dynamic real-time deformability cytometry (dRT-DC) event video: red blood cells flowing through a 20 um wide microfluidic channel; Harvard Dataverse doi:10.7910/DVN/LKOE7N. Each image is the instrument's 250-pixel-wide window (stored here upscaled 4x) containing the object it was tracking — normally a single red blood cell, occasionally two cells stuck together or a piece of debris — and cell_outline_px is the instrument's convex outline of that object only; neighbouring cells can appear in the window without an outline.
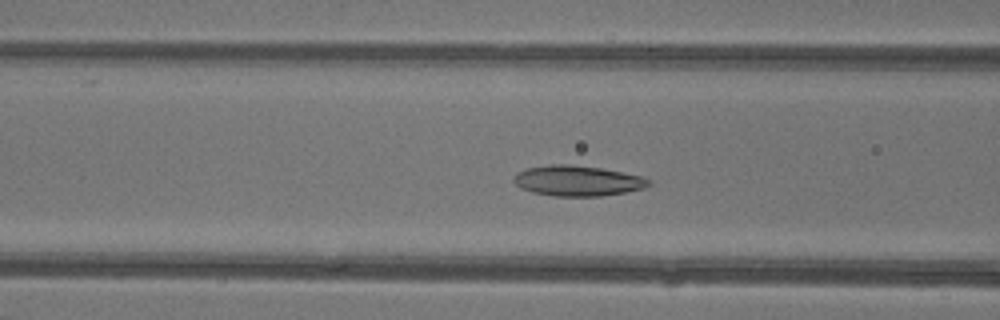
{"species": "common noctule bat (a hibernating species)", "species_latin": "Nyctalus noctula", "temperature_condition": "warm", "stored_images_in_passage": 44, "camera_frame_rate_fps": 3000, "um_per_image_px": 0.085, "animal": {"sex": "female"}, "frame": {"image": 1, "passage_image": 16, "time_ms": 5.0, "image_size_px": [1000, 320], "cell_outline_px": [[652, 184], [644, 188], [624, 192], [600, 196], [552, 196], [532, 192], [520, 188], [512, 180], [516, 172], [524, 168], [548, 164], [568, 164], [600, 168], [644, 176], [652, 180]], "centroid_in_image_um": [49.07, 15.36], "position_along_channel_um": 117.5, "area_um2": 24.22}}
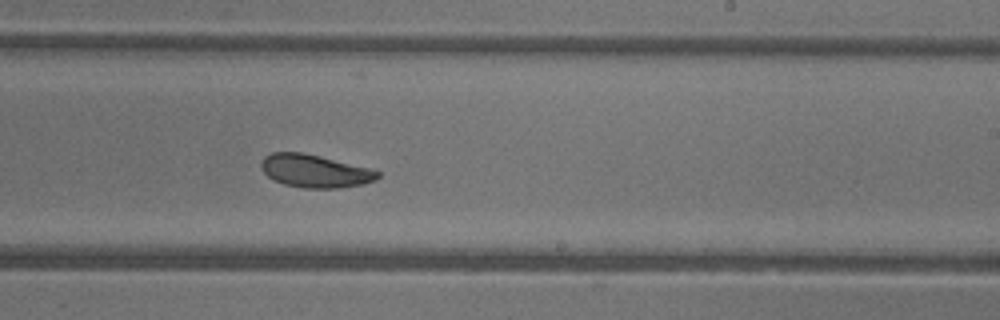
{"frame": {"image": 2, "passage_image": 26, "time_ms": 8.333, "image_size_px": [1000, 320], "cell_outline_px": [[380, 176], [376, 180], [364, 184], [340, 188], [304, 188], [284, 184], [272, 180], [260, 168], [260, 164], [264, 156], [272, 152], [304, 152], [372, 168], [380, 172]], "centroid_in_image_um": [26.78, 14.53], "position_along_channel_um": 262.2, "area_um2": 22.72}}
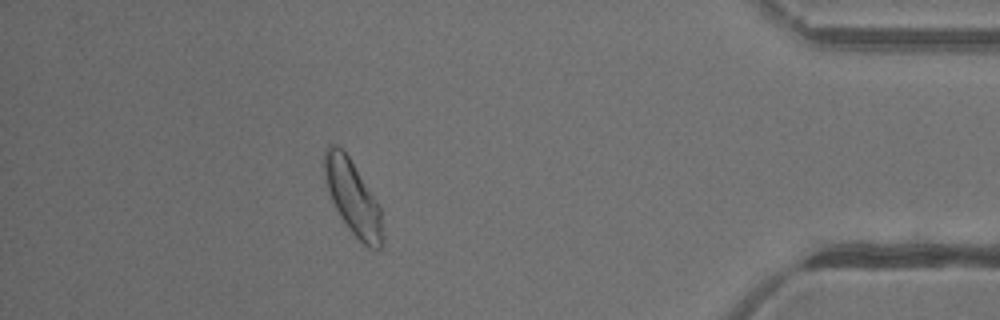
{"frame": {"image": 3, "passage_image": 39, "time_ms": 12.667, "image_size_px": [1000, 320], "cell_outline_px": [[384, 240], [380, 248], [368, 248], [360, 244], [348, 228], [340, 216], [328, 192], [324, 180], [324, 148], [328, 144], [336, 144], [348, 156], [380, 208], [384, 232]], "centroid_in_image_um": [29.98, 16.85], "position_along_channel_um": 405.2, "area_um2": 25.14}, "authors_computed_cell_mechanics": {"area_um2": 24.1604, "velocity_mm_per_s": 4.3493, "shape_relaxation_time_tau1_ms": 3.6734, "shape_relaxation_time_tau2_ms": 2.6082, "deformation_change_tau1": 0.1103, "deformation_change_tau2": 0.0752}}